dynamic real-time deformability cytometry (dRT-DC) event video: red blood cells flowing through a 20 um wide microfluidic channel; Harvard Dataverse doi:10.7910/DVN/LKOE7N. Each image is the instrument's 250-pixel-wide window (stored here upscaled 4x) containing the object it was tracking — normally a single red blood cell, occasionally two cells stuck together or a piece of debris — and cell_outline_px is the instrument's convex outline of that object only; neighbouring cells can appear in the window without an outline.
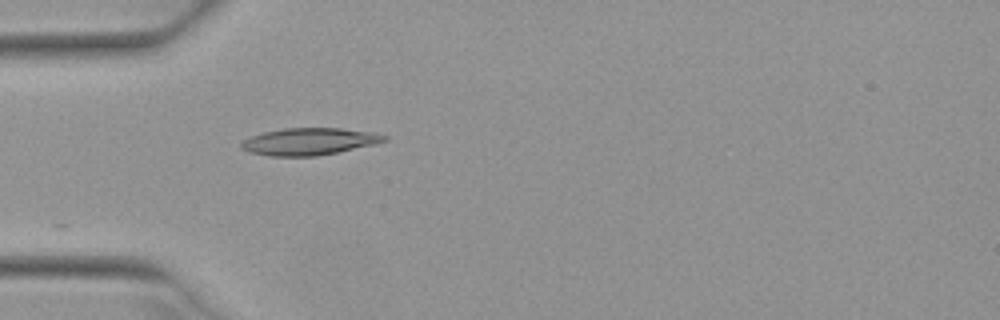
{"species": "Egyptian fruit bat (a non-hibernating species)", "species_latin": "Rousettus aegyptiacus", "temperature_condition": "warm", "stored_images_in_passage": 15, "camera_frame_rate_fps": 3000, "um_per_image_px": 0.085, "animal": {"sex": "female"}, "frame": {"image": 1, "passage_image": 1, "time_ms": 0.0, "image_size_px": [1000, 320], "cell_outline_px": [[388, 140], [376, 144], [316, 156], [268, 156], [248, 152], [240, 148], [240, 144], [244, 140], [252, 136], [264, 132], [284, 128], [340, 128], [376, 132], [388, 136]], "centroid_in_image_um": [26.3, 12.02], "position_along_channel_um": 58.7, "area_um2": 22.66}}
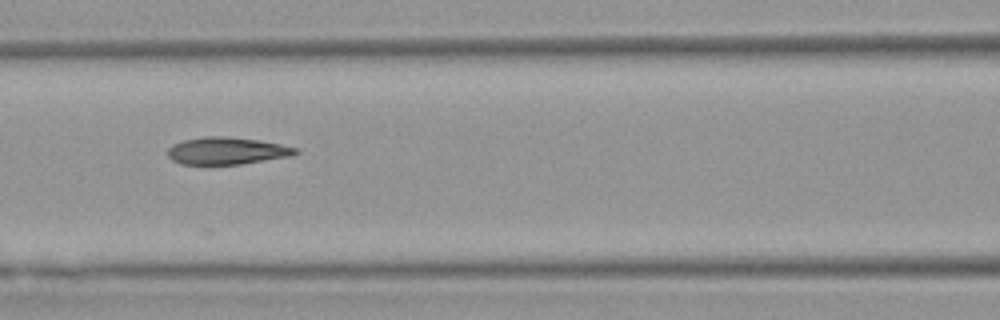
{"frame": {"image": 2, "passage_image": 8, "time_ms": 2.333, "image_size_px": [1000, 320], "cell_outline_px": [[300, 152], [292, 156], [240, 164], [180, 164], [172, 160], [168, 156], [168, 148], [172, 144], [184, 140], [204, 136], [228, 136], [260, 140], [300, 148]], "centroid_in_image_um": [19.31, 12.81], "position_along_channel_um": 147.3, "area_um2": 20.46}}
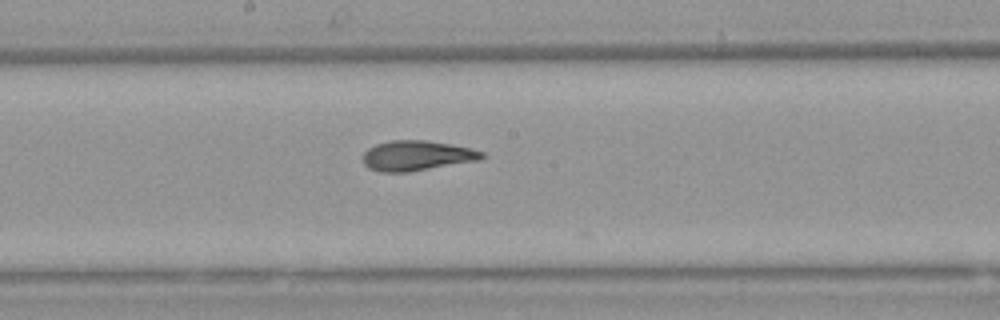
{"frame": {"image": 3, "passage_image": 13, "time_ms": 4.0, "image_size_px": [1000, 320], "cell_outline_px": [[488, 156], [480, 160], [408, 172], [380, 172], [368, 168], [364, 164], [364, 152], [368, 148], [376, 144], [388, 140], [424, 140], [452, 144], [472, 148], [484, 152]], "centroid_in_image_um": [35.46, 13.22], "position_along_channel_um": 212.7, "area_um2": 21.04}}